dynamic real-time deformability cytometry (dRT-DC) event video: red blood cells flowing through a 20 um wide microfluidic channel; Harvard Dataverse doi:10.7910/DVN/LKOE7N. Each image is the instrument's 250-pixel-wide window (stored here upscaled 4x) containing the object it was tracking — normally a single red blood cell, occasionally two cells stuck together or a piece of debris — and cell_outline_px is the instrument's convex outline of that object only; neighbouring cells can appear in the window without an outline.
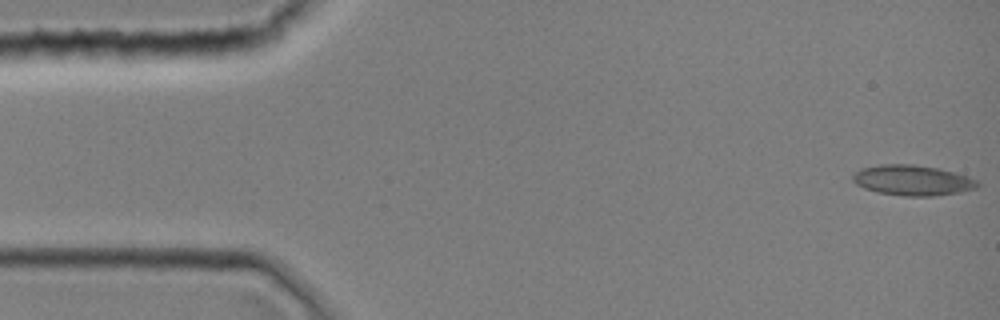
{"species": "common noctule bat (a hibernating species)", "species_latin": "Nyctalus noctula", "temperature_condition": "room temperature", "stored_images_in_passage": 1, "camera_frame_rate_fps": 3000, "um_per_image_px": 0.085, "animal": {"sex": "female", "body_mass_g": 19.0, "forearm_length_mm": 51.5}, "frame": {"image": 1, "passage_image": 1, "time_ms": 0.0, "image_size_px": [1000, 320], "cell_outline_px": [[980, 184], [976, 188], [960, 192], [932, 196], [904, 196], [876, 192], [864, 188], [856, 184], [852, 180], [852, 176], [860, 168], [880, 164], [912, 164], [936, 168], [968, 176], [976, 180]], "centroid_in_image_um": [77.53, 15.33], "position_along_channel_um": 7.5, "area_um2": 22.02}}